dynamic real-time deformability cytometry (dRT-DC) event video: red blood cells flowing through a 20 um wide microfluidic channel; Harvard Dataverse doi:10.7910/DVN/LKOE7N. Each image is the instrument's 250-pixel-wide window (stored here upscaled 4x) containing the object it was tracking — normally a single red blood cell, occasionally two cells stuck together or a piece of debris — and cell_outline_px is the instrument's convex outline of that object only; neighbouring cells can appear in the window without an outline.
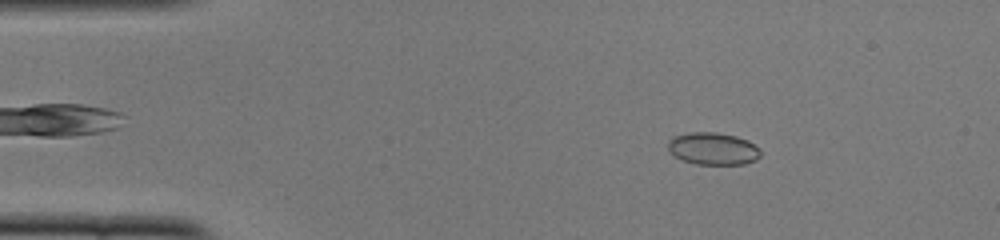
{"species": "common noctule bat (a hibernating species)", "species_latin": "Nyctalus noctula", "temperature_condition": "cold", "stored_images_in_passage": 51, "camera_frame_rate_fps": 3000, "um_per_image_px": 0.085, "animal": {"sex": "female", "body_mass_g": 22.0, "forearm_length_mm": 56.7}, "frame": {"image": 1, "passage_image": 7, "time_ms": 2.0, "image_size_px": [1000, 240], "cell_outline_px": [[760, 156], [756, 160], [744, 164], [696, 164], [684, 160], [668, 152], [668, 140], [672, 136], [688, 132], [716, 132], [736, 136], [748, 140], [760, 148]], "centroid_in_image_um": [60.6, 12.62], "position_along_channel_um": 24.4, "area_um2": 17.57}}
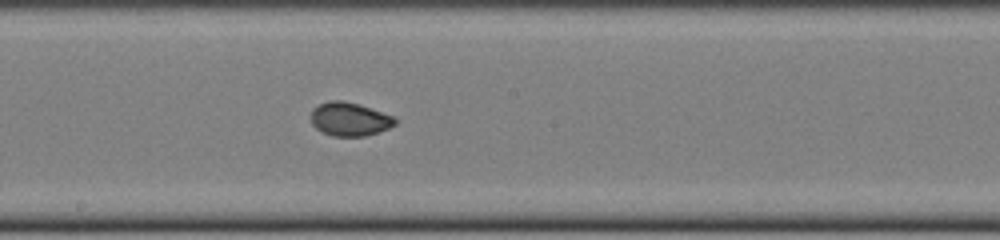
{"frame": {"image": 2, "passage_image": 27, "time_ms": 8.667, "image_size_px": [1000, 240], "cell_outline_px": [[396, 124], [388, 128], [364, 136], [332, 136], [320, 132], [312, 124], [312, 108], [328, 100], [344, 100], [392, 116], [396, 120]], "centroid_in_image_um": [29.66, 10.13], "position_along_channel_um": 218.5, "area_um2": 16.18}}
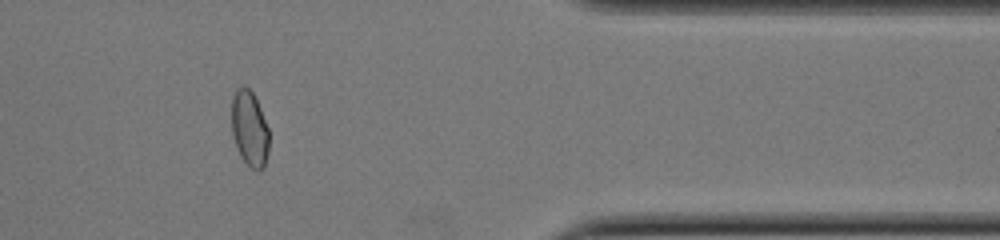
{"frame": {"image": 3, "passage_image": 42, "time_ms": 13.667, "image_size_px": [1000, 240], "cell_outline_px": [[268, 152], [264, 168], [256, 172], [240, 156], [236, 148], [232, 136], [232, 96], [236, 88], [244, 84], [252, 92], [260, 108], [268, 128]], "centroid_in_image_um": [21.19, 10.93], "position_along_channel_um": 390.2, "area_um2": 16.59}}